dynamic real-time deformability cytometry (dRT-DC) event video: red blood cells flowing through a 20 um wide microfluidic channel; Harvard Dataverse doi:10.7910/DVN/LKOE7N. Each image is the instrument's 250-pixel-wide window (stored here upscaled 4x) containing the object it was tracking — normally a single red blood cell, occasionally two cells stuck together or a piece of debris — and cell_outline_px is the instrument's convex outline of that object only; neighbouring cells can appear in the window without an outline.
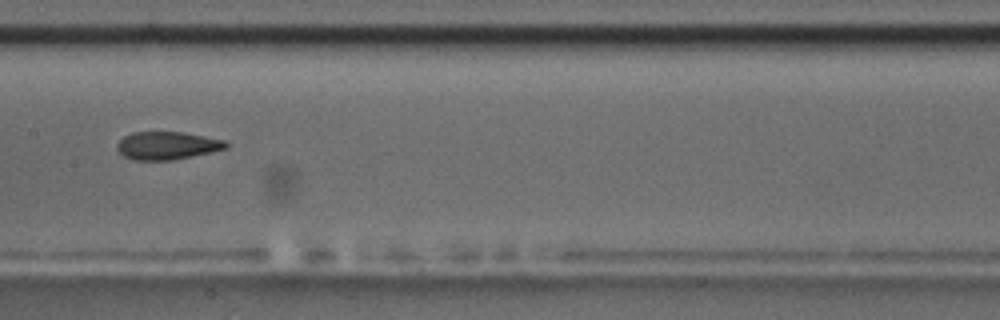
{"species": "common noctule bat (a hibernating species)", "species_latin": "Nyctalus noctula", "temperature_condition": "room temperature", "stored_images_in_passage": 9, "camera_frame_rate_fps": 3000, "um_per_image_px": 0.085, "animal": {"sex": "male", "body_mass_g": 17.5, "forearm_length_mm": 52.3}, "frame": {"image": 1, "passage_image": 9, "time_ms": 9.0, "image_size_px": [1000, 320], "cell_outline_px": [[228, 148], [172, 160], [136, 160], [124, 156], [116, 148], [116, 144], [124, 136], [132, 132], [184, 132], [224, 140], [228, 144]], "centroid_in_image_um": [14.19, 12.36], "position_along_channel_um": 193.2, "area_um2": 17.57}}